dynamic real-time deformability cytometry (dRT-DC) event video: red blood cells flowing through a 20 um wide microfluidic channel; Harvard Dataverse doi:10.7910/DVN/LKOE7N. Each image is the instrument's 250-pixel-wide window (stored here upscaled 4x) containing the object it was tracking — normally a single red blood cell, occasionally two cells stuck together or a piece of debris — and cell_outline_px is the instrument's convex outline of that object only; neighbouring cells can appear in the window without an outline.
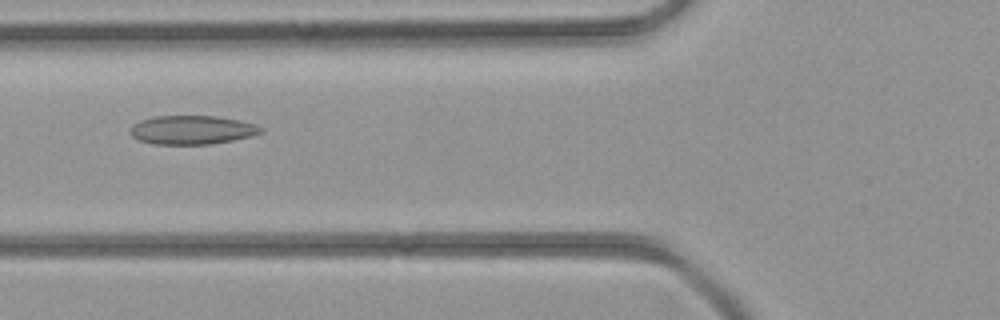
{"species": "common noctule bat (a hibernating species)", "species_latin": "Nyctalus noctula", "temperature_condition": "room temperature", "stored_images_in_passage": 30, "camera_frame_rate_fps": 3000, "um_per_image_px": 0.085, "animal": {"sex": "female", "body_mass_g": 21.9}, "frame": {"image": 1, "passage_image": 3, "time_ms": 0.667, "image_size_px": [1000, 320], "cell_outline_px": [[264, 132], [252, 136], [212, 144], [152, 144], [140, 140], [132, 136], [128, 132], [132, 124], [140, 120], [152, 116], [216, 116], [240, 120], [256, 124], [264, 128]], "centroid_in_image_um": [16.32, 11.04], "position_along_channel_um": 109.5, "area_um2": 22.2}}
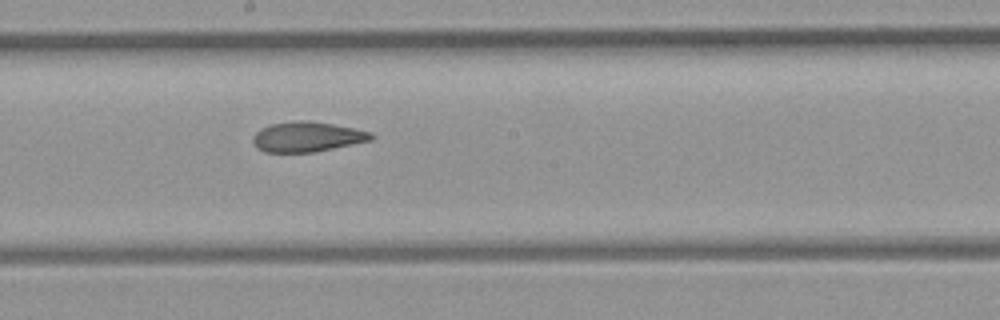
{"frame": {"image": 2, "passage_image": 10, "time_ms": 3.0, "image_size_px": [1000, 320], "cell_outline_px": [[376, 136], [372, 140], [316, 152], [264, 152], [256, 148], [252, 140], [252, 136], [260, 128], [272, 124], [300, 120], [308, 120], [332, 124], [372, 132]], "centroid_in_image_um": [26.1, 11.63], "position_along_channel_um": 222.1, "area_um2": 20.81}}
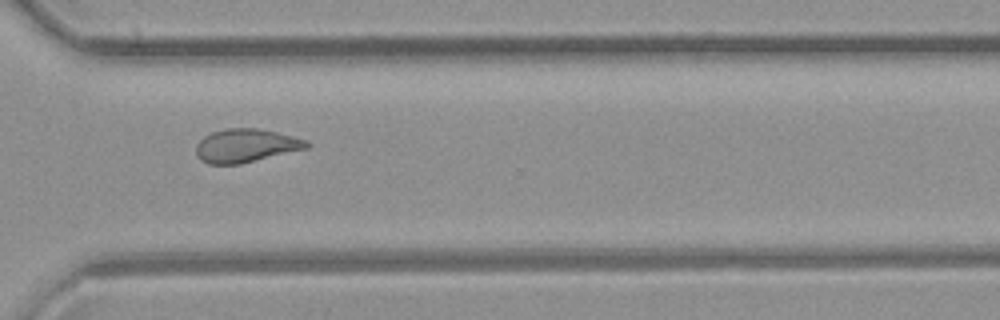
{"frame": {"image": 3, "passage_image": 18, "time_ms": 5.667, "image_size_px": [1000, 320], "cell_outline_px": [[312, 144], [308, 148], [240, 164], [208, 164], [200, 160], [196, 152], [196, 144], [204, 136], [212, 132], [228, 128], [256, 128], [276, 132], [308, 140]], "centroid_in_image_um": [20.91, 12.38], "position_along_channel_um": 349.7, "area_um2": 21.56}}